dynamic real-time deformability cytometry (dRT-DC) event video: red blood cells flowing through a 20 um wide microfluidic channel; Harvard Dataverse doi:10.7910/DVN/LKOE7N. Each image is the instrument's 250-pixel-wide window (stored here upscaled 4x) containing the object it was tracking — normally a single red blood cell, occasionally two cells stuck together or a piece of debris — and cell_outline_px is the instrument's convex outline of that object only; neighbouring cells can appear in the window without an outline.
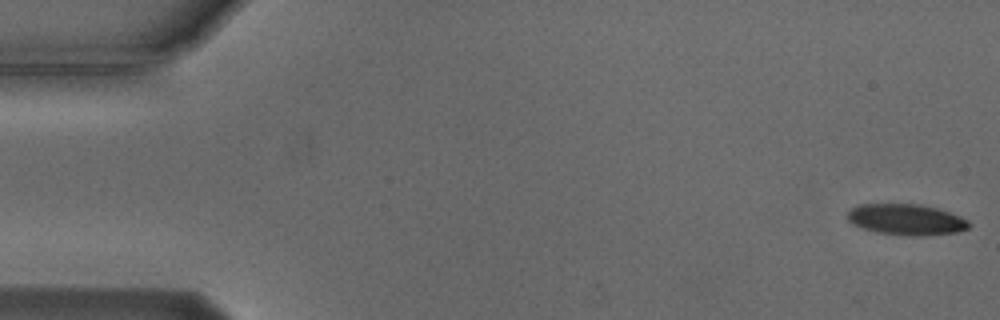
{"species": "Egyptian fruit bat (a non-hibernating species)", "species_latin": "Rousettus aegyptiacus", "temperature_condition": "cold", "stored_images_in_passage": 54, "camera_frame_rate_fps": 3000, "um_per_image_px": 0.085, "animal": {"sex": "male"}, "frame": {"image": 1, "passage_image": 1, "time_ms": 0.0, "image_size_px": [1000, 320], "cell_outline_px": [[972, 224], [968, 228], [956, 232], [924, 236], [908, 236], [876, 232], [852, 224], [844, 216], [856, 204], [920, 204], [936, 208], [960, 216], [968, 220]], "centroid_in_image_um": [77.01, 18.66], "position_along_channel_um": 8.0, "area_um2": 22.08}}
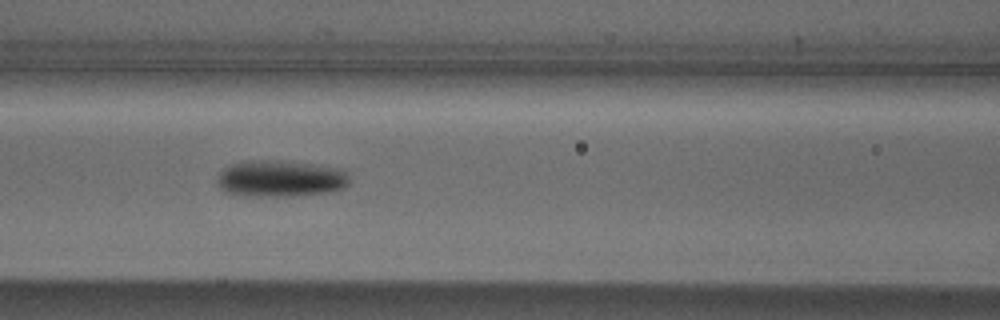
{"frame": {"image": 2, "passage_image": 23, "time_ms": 7.333, "image_size_px": [1000, 320], "cell_outline_px": [[352, 180], [344, 188], [328, 192], [276, 196], [260, 196], [224, 192], [216, 184], [216, 176], [224, 168], [232, 164], [244, 160], [264, 160], [312, 164], [348, 168]], "centroid_in_image_um": [23.89, 15.16], "position_along_channel_um": 142.7, "area_um2": 28.38}}
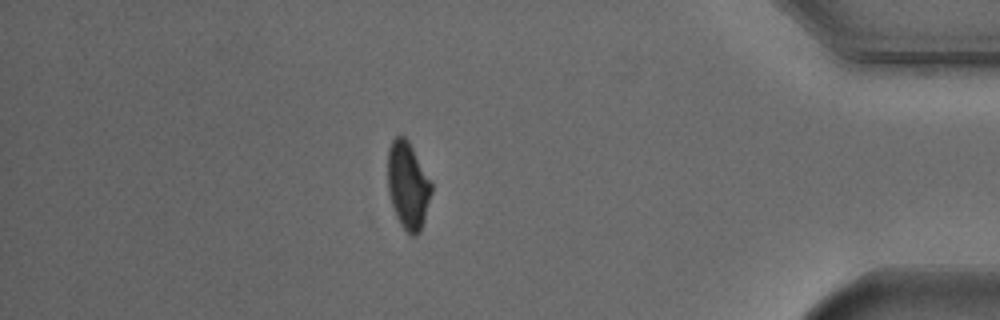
{"frame": {"image": 3, "passage_image": 47, "time_ms": 15.333, "image_size_px": [1000, 320], "cell_outline_px": [[432, 192], [424, 220], [420, 232], [416, 236], [412, 236], [400, 224], [396, 216], [388, 192], [388, 148], [392, 140], [396, 136], [404, 136], [408, 140], [432, 184]], "centroid_in_image_um": [34.67, 15.77], "position_along_channel_um": 400.5, "area_um2": 22.02}, "authors_computed_cell_mechanics": {"area_um2": 23.8714, "velocity_mm_per_s": 3.7593, "shape_relaxation_time_tau1_ms": 3.7227, "shape_relaxation_time_tau2_ms": null, "deformation_change_tau1": 0.1373, "deformation_change_tau2": null}}